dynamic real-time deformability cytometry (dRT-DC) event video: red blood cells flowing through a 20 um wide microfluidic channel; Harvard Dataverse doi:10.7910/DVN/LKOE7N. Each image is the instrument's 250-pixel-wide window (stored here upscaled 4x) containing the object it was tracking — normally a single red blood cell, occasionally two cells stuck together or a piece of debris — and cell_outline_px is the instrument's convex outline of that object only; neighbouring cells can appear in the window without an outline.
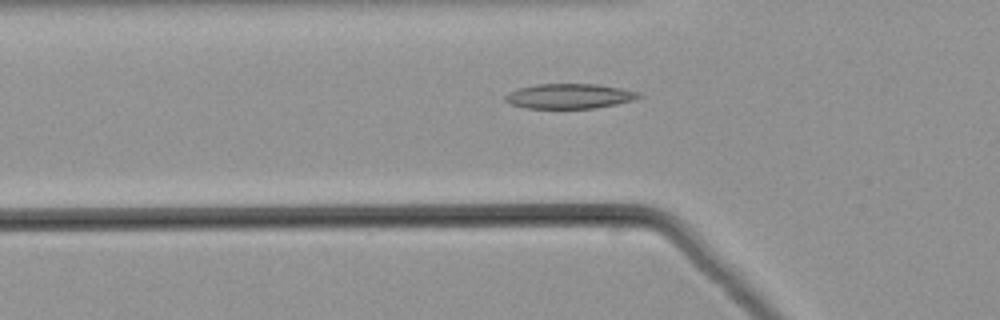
{"species": "common noctule bat (a hibernating species)", "species_latin": "Nyctalus noctula", "temperature_condition": "warm", "stored_images_in_passage": 50, "camera_frame_rate_fps": 3000, "um_per_image_px": 0.085, "animal": {"sex": "male", "body_mass_g": 21.5, "forearm_length_mm": 52.0}, "frame": {"image": 1, "passage_image": 17, "time_ms": 5.333, "image_size_px": [1000, 320], "cell_outline_px": [[644, 96], [632, 100], [616, 104], [592, 108], [524, 108], [508, 104], [504, 100], [504, 96], [508, 92], [516, 88], [536, 84], [596, 84], [620, 88], [640, 92]], "centroid_in_image_um": [48.34, 8.17], "position_along_channel_um": 77.5, "area_um2": 19.54}}
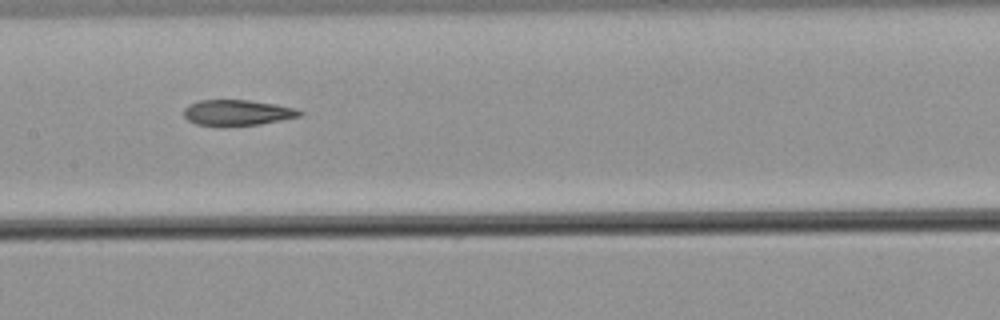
{"frame": {"image": 2, "passage_image": 25, "time_ms": 8.0, "image_size_px": [1000, 320], "cell_outline_px": [[304, 112], [300, 116], [260, 124], [220, 128], [196, 124], [188, 120], [184, 116], [184, 108], [188, 104], [200, 100], [248, 100], [296, 108]], "centroid_in_image_um": [20.11, 9.6], "position_along_channel_um": 187.3, "area_um2": 17.69}}
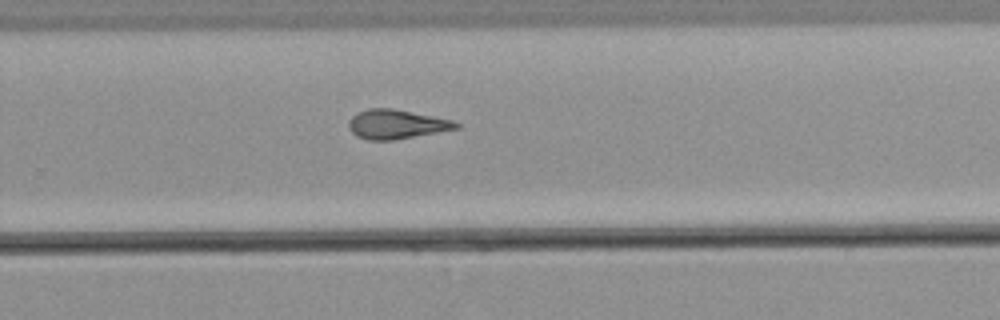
{"frame": {"image": 3, "passage_image": 33, "time_ms": 10.667, "image_size_px": [1000, 320], "cell_outline_px": [[460, 128], [392, 140], [368, 140], [356, 136], [348, 128], [348, 120], [356, 112], [368, 108], [392, 108], [452, 120], [460, 124]], "centroid_in_image_um": [33.64, 10.55], "position_along_channel_um": 296.2, "area_um2": 18.26}}